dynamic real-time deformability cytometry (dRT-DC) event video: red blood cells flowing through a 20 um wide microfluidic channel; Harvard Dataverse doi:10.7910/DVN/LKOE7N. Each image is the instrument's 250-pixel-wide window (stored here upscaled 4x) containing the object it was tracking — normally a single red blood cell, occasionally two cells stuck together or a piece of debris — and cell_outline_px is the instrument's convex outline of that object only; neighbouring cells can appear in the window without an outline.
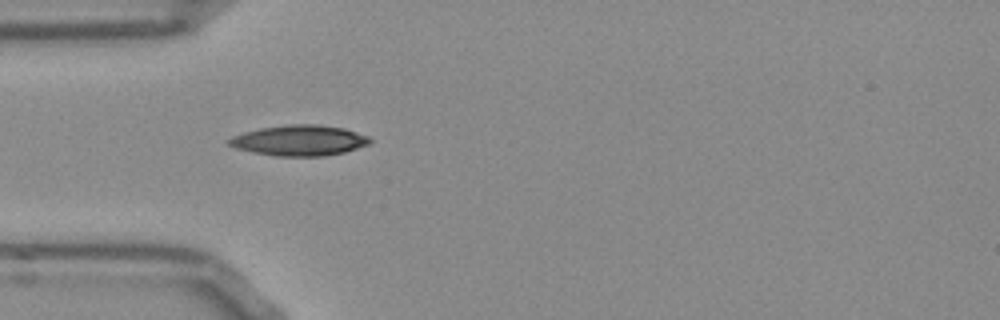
{"species": "Egyptian fruit bat (a non-hibernating species)", "species_latin": "Rousettus aegyptiacus", "temperature_condition": "room temperature", "stored_images_in_passage": 38, "camera_frame_rate_fps": 3000, "um_per_image_px": 0.085, "frame": {"image": 1, "passage_image": 1, "time_ms": 0.0, "image_size_px": [1000, 320], "cell_outline_px": [[372, 140], [368, 144], [344, 152], [324, 156], [276, 156], [252, 152], [236, 148], [228, 144], [228, 140], [232, 136], [244, 132], [260, 128], [288, 124], [320, 124], [344, 128], [368, 136]], "centroid_in_image_um": [25.43, 11.93], "position_along_channel_um": 59.6, "area_um2": 25.09}}
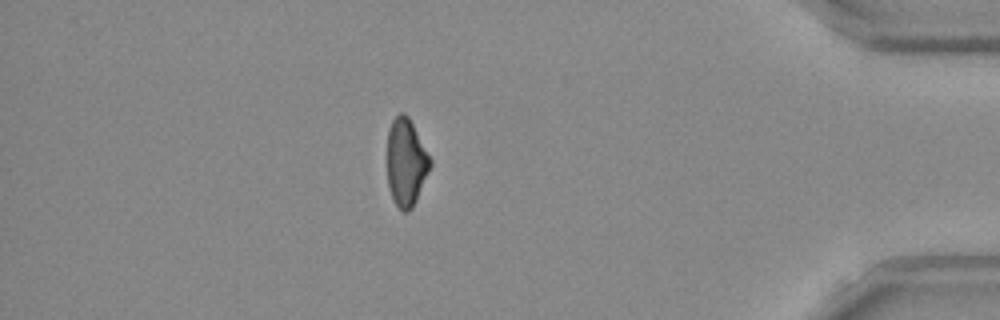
{"frame": {"image": 2, "passage_image": 31, "time_ms": 10.0, "image_size_px": [1000, 320], "cell_outline_px": [[432, 164], [416, 200], [412, 208], [408, 212], [404, 212], [396, 204], [392, 196], [388, 184], [388, 128], [392, 120], [400, 112], [404, 112], [408, 116], [432, 160]], "centroid_in_image_um": [34.52, 13.78], "position_along_channel_um": 400.7, "area_um2": 21.68}}
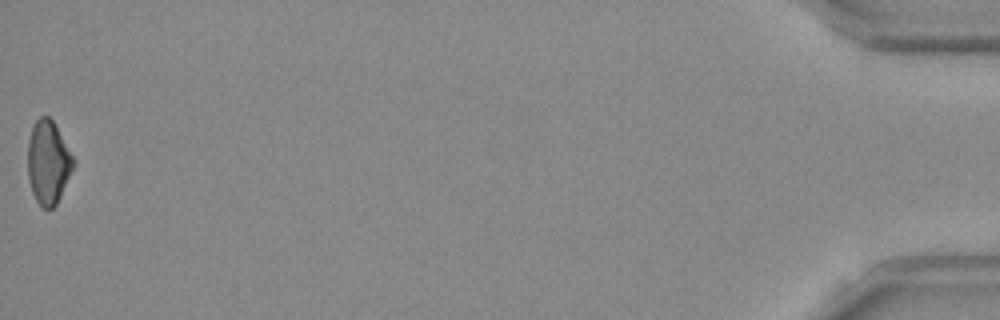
{"frame": {"image": 3, "passage_image": 38, "time_ms": 12.333, "image_size_px": [1000, 320], "cell_outline_px": [[76, 160], [60, 196], [56, 204], [52, 208], [44, 208], [36, 200], [32, 192], [28, 180], [28, 140], [32, 128], [36, 120], [40, 116], [48, 116], [52, 120]], "centroid_in_image_um": [4.09, 13.79], "position_along_channel_um": 431.1, "area_um2": 21.91}}